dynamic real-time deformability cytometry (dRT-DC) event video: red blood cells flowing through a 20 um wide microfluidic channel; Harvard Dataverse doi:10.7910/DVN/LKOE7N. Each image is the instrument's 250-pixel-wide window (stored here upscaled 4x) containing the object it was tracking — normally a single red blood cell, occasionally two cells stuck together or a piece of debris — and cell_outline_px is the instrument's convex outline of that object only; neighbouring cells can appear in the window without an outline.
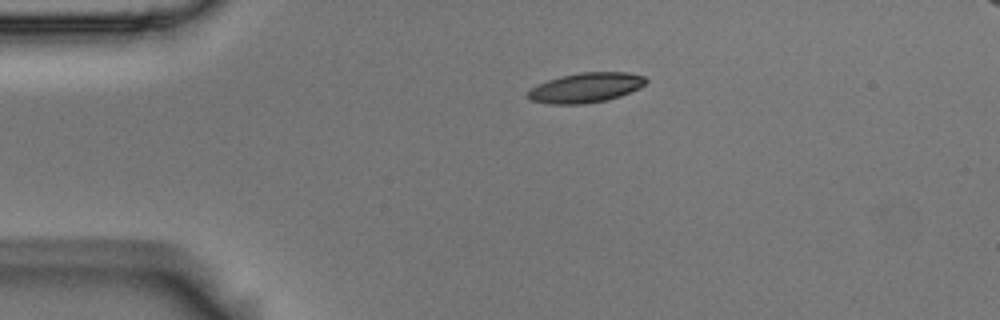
{"species": "Egyptian fruit bat (a non-hibernating species)", "species_latin": "Rousettus aegyptiacus", "temperature_condition": "room temperature", "stored_images_in_passage": 44, "camera_frame_rate_fps": 3000, "um_per_image_px": 0.085, "animal": {"sex": "male"}, "frame": {"image": 1, "passage_image": 1, "time_ms": 0.0, "image_size_px": [1000, 320], "cell_outline_px": [[648, 80], [644, 84], [620, 96], [604, 100], [584, 104], [552, 104], [532, 100], [528, 96], [528, 92], [532, 88], [548, 80], [560, 76], [580, 72], [628, 72], [644, 76]], "centroid_in_image_um": [49.8, 7.44], "position_along_channel_um": 35.2, "area_um2": 20.11}}
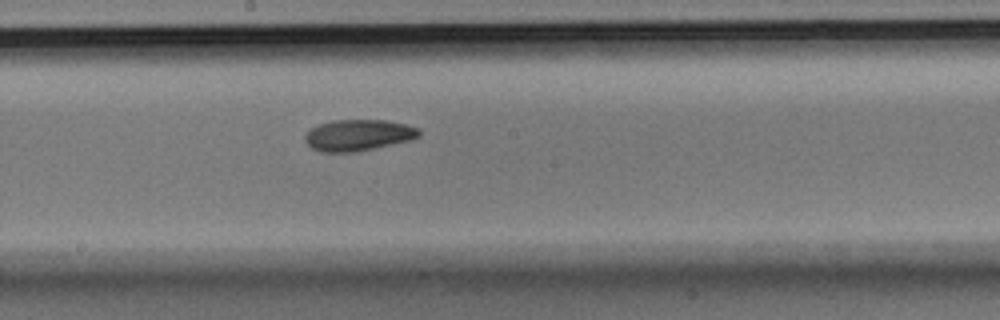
{"frame": {"image": 2, "passage_image": 19, "time_ms": 6.0, "image_size_px": [1000, 320], "cell_outline_px": [[420, 136], [412, 140], [352, 152], [320, 152], [312, 148], [304, 140], [304, 136], [312, 128], [320, 124], [332, 120], [388, 120], [420, 128]], "centroid_in_image_um": [30.46, 11.48], "position_along_channel_um": 217.7, "area_um2": 20.69}}
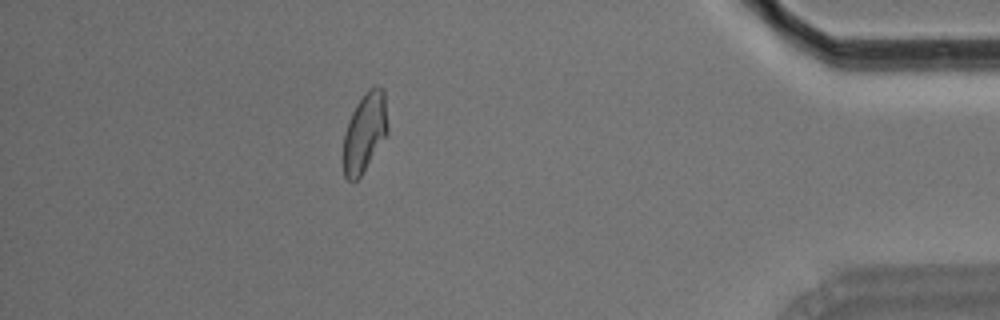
{"frame": {"image": 3, "passage_image": 38, "time_ms": 12.333, "image_size_px": [1000, 320], "cell_outline_px": [[388, 132], [360, 176], [356, 180], [348, 180], [344, 176], [344, 132], [348, 120], [356, 104], [364, 92], [368, 88], [376, 84], [384, 88], [388, 124]], "centroid_in_image_um": [31.01, 11.17], "position_along_channel_um": 404.2, "area_um2": 20.46}, "authors_computed_cell_mechanics": {"area_um2": 20.7502, "velocity_mm_per_s": 3.6585, "shape_relaxation_time_tau1_ms": null, "shape_relaxation_time_tau2_ms": 2.6946, "deformation_change_tau1": null, "deformation_change_tau2": 0.0856}}